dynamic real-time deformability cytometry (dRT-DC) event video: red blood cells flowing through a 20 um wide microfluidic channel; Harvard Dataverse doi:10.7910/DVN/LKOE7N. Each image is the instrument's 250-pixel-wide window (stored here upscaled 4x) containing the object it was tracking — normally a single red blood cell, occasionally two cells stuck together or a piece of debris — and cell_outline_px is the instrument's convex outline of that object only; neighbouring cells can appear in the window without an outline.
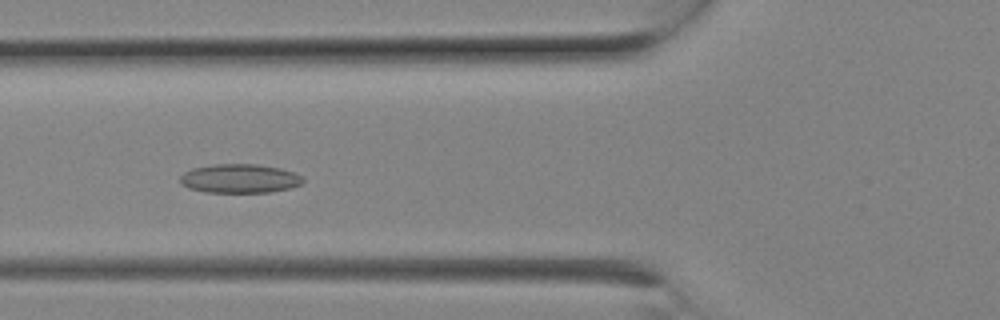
{"species": "Egyptian fruit bat (a non-hibernating species)", "species_latin": "Rousettus aegyptiacus", "temperature_condition": "room temperature", "stored_images_in_passage": 8, "camera_frame_rate_fps": 3000, "um_per_image_px": 0.085, "animal": {"sex": "female"}, "frame": {"image": 1, "passage_image": 7, "time_ms": 2.0, "image_size_px": [1000, 320], "cell_outline_px": [[304, 180], [300, 184], [292, 188], [268, 192], [208, 192], [188, 188], [180, 184], [180, 176], [184, 172], [192, 168], [216, 164], [256, 164], [280, 168], [304, 176]], "centroid_in_image_um": [20.37, 15.17], "position_along_channel_um": 105.4, "area_um2": 20.75}}
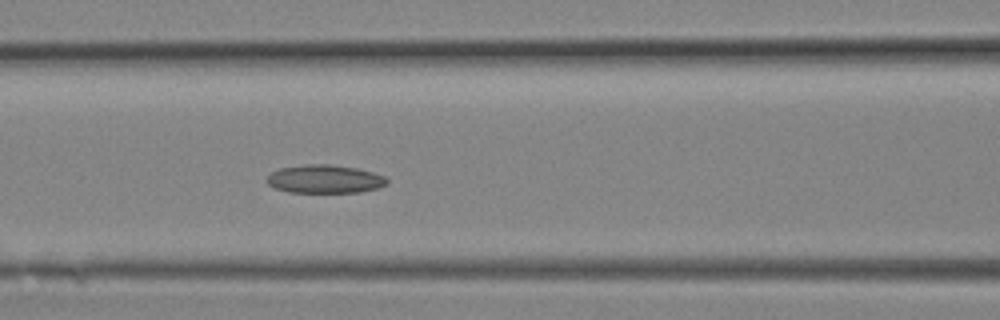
{"frame": {"image": 2, "passage_image": 8, "time_ms": 2.333, "image_size_px": [1000, 320], "cell_outline_px": [[388, 184], [376, 188], [360, 192], [288, 192], [276, 188], [268, 184], [268, 176], [272, 172], [280, 168], [308, 164], [332, 164], [356, 168], [372, 172], [384, 176], [388, 180]], "centroid_in_image_um": [27.62, 15.21], "position_along_channel_um": 139.0, "area_um2": 19.65}}